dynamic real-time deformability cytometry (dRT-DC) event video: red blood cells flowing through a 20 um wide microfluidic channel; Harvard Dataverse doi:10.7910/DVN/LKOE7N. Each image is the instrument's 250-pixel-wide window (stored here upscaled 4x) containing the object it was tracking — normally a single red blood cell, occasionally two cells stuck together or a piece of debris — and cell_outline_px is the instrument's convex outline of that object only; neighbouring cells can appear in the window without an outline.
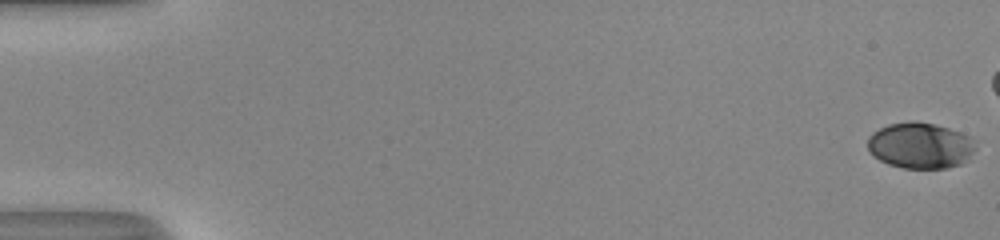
{"species": "human", "species_latin": "Homo sapiens", "temperature_condition": "room temperature", "stored_images_in_passage": 48, "camera_frame_rate_fps": 3000, "um_per_image_px": 0.085, "donor": {"sex": "male"}, "frame": {"image": 1, "passage_image": 1, "time_ms": 0.0, "image_size_px": [1000, 240], "cell_outline_px": [[976, 148], [960, 164], [948, 168], [904, 168], [888, 164], [880, 160], [868, 152], [868, 136], [872, 132], [888, 124], [912, 120], [916, 120], [948, 128], [960, 132], [968, 136], [972, 140]], "centroid_in_image_um": [78.17, 12.36], "position_along_channel_um": 6.8, "area_um2": 28.78}}
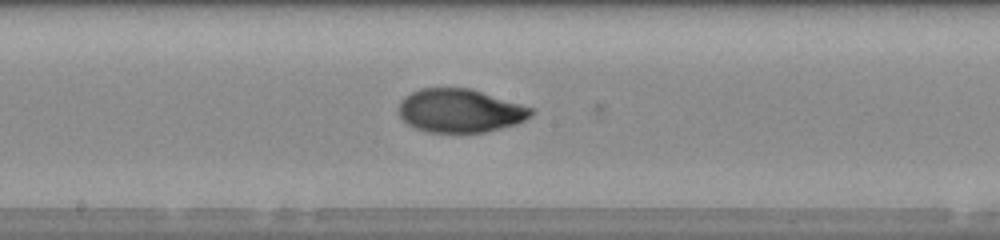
{"frame": {"image": 2, "passage_image": 31, "time_ms": 10.0, "image_size_px": [1000, 240], "cell_outline_px": [[532, 116], [516, 124], [484, 132], [428, 132], [416, 128], [408, 124], [400, 116], [400, 100], [404, 96], [420, 88], [472, 88], [532, 108]], "centroid_in_image_um": [39.09, 9.4], "position_along_channel_um": 209.1, "area_um2": 33.35}}
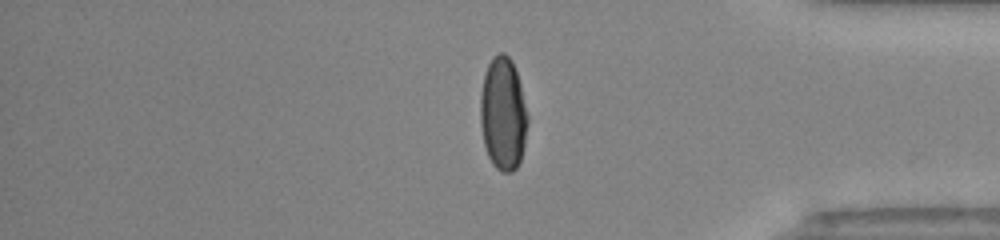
{"frame": {"image": 3, "passage_image": 46, "time_ms": 15.0, "image_size_px": [1000, 240], "cell_outline_px": [[528, 124], [524, 144], [520, 160], [516, 168], [512, 172], [504, 172], [496, 168], [492, 164], [488, 156], [484, 144], [480, 124], [480, 96], [484, 76], [488, 64], [500, 52], [504, 52], [512, 60], [520, 84], [528, 116]], "centroid_in_image_um": [42.76, 9.7], "position_along_channel_um": 392.4, "area_um2": 31.1}, "authors_computed_cell_mechanics": {"area_um2": 32.3969, "velocity_mm_per_s": 4.0699, "shape_relaxation_time_tau1_ms": 6.2106, "shape_relaxation_time_tau2_ms": 2.3674, "deformation_change_tau1": 0.227, "deformation_change_tau2": 0.0499}}